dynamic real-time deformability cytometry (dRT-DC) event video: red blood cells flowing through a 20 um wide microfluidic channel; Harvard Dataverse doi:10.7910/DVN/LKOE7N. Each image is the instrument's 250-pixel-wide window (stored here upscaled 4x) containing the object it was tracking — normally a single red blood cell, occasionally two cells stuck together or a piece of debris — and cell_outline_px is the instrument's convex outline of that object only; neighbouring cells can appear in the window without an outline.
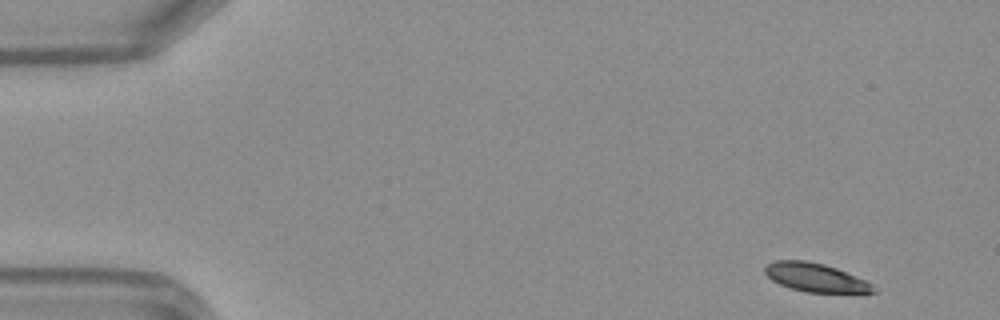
{"species": "Egyptian fruit bat (a non-hibernating species)", "species_latin": "Rousettus aegyptiacus", "temperature_condition": "warm", "stored_images_in_passage": 47, "camera_frame_rate_fps": 3000, "um_per_image_px": 0.085, "frame": {"image": 1, "passage_image": 2, "time_ms": 0.333, "image_size_px": [1000, 320], "cell_outline_px": [[876, 292], [808, 292], [792, 288], [780, 284], [772, 280], [764, 272], [764, 268], [768, 264], [776, 260], [804, 260], [824, 264], [836, 268], [864, 280], [872, 284]], "centroid_in_image_um": [69.28, 23.57], "position_along_channel_um": 15.7, "area_um2": 17.63}}
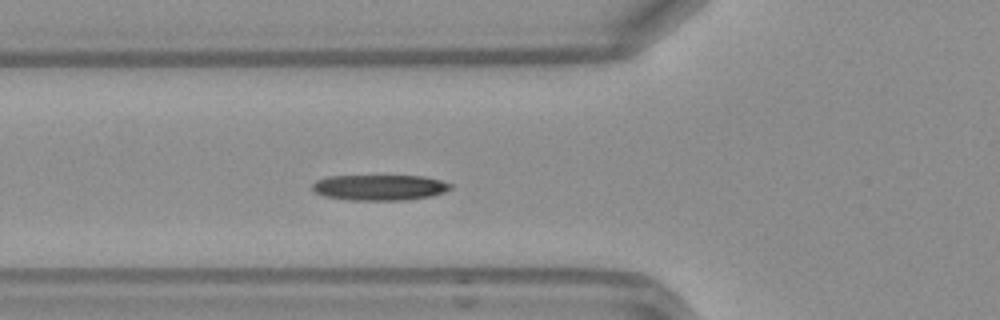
{"frame": {"image": 2, "passage_image": 16, "time_ms": 5.0, "image_size_px": [1000, 320], "cell_outline_px": [[452, 188], [444, 192], [432, 196], [404, 200], [348, 200], [324, 196], [316, 192], [312, 188], [312, 184], [316, 180], [328, 176], [424, 176], [440, 180], [452, 184]], "centroid_in_image_um": [32.27, 15.93], "position_along_channel_um": 93.5, "area_um2": 20.69}}
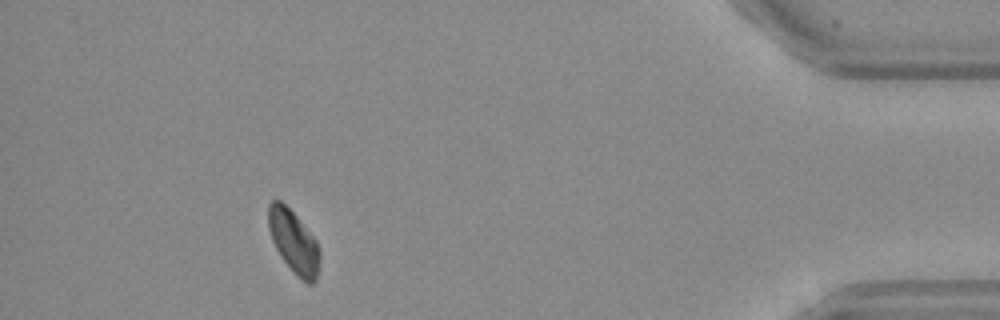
{"frame": {"image": 3, "passage_image": 43, "time_ms": 14.0, "image_size_px": [1000, 320], "cell_outline_px": [[320, 260], [316, 280], [312, 284], [308, 284], [296, 276], [280, 256], [272, 240], [268, 228], [268, 204], [272, 200], [280, 200], [296, 216], [316, 240], [320, 252]], "centroid_in_image_um": [24.96, 20.57], "position_along_channel_um": 410.2, "area_um2": 18.79}, "authors_computed_cell_mechanics": {"area_um2": 19.652, "velocity_mm_per_s": 4.1379, "shape_relaxation_time_tau1_ms": 10.2497, "shape_relaxation_time_tau2_ms": null, "deformation_change_tau1": 0.2467, "deformation_change_tau2": null}}